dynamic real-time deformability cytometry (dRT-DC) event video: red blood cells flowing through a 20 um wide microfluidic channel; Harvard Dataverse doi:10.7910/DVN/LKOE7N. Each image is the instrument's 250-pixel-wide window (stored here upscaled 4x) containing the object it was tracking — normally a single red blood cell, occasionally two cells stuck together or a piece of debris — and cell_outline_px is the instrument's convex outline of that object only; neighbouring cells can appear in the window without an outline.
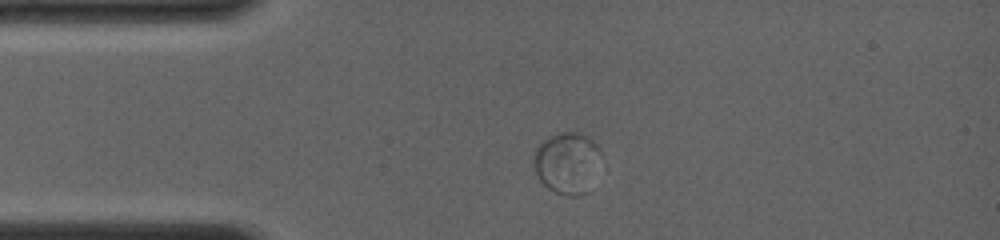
{"species": "common noctule bat (a hibernating species)", "species_latin": "Nyctalus noctula", "temperature_condition": "room temperature", "stored_images_in_passage": 25, "camera_frame_rate_fps": 4000, "um_per_image_px": 0.085, "animal": {"sex": "female", "body_mass_g": 19.0, "forearm_length_mm": 56.7}, "frame": {"image": 1, "passage_image": 1, "time_ms": 0.0, "image_size_px": [1000, 240], "cell_outline_px": [[604, 156], [588, 192], [580, 196], [568, 196], [556, 192], [548, 188], [536, 176], [532, 160], [536, 148], [540, 140], [556, 132], [580, 132], [588, 136], [600, 148]], "centroid_in_image_um": [48.23, 13.82], "position_along_channel_um": 36.8, "area_um2": 25.09}}
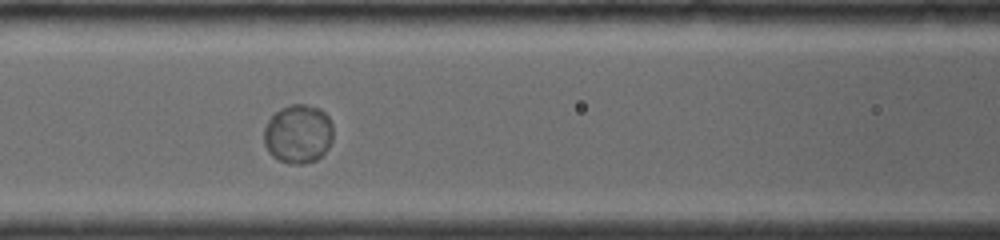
{"frame": {"image": 2, "passage_image": 14, "time_ms": 3.25, "image_size_px": [1000, 240], "cell_outline_px": [[332, 140], [328, 148], [316, 160], [304, 164], [296, 164], [280, 160], [272, 156], [268, 152], [264, 144], [264, 128], [268, 120], [280, 108], [292, 104], [304, 104], [320, 108], [328, 116], [332, 124]], "centroid_in_image_um": [25.34, 11.37], "position_along_channel_um": 141.3, "area_um2": 23.76}}
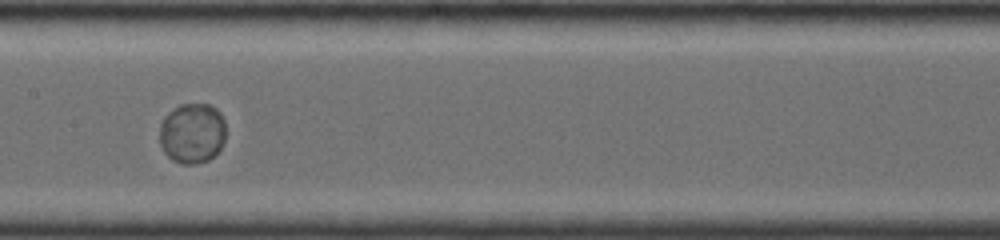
{"frame": {"image": 3, "passage_image": 24, "time_ms": 4.5, "image_size_px": [1000, 240], "cell_outline_px": [[224, 140], [220, 152], [216, 156], [208, 160], [196, 164], [180, 164], [172, 160], [164, 152], [160, 144], [160, 124], [164, 116], [168, 112], [180, 104], [208, 104], [216, 108], [220, 112], [224, 120]], "centroid_in_image_um": [16.34, 11.34], "position_along_channel_um": 191.1, "area_um2": 23.64}}